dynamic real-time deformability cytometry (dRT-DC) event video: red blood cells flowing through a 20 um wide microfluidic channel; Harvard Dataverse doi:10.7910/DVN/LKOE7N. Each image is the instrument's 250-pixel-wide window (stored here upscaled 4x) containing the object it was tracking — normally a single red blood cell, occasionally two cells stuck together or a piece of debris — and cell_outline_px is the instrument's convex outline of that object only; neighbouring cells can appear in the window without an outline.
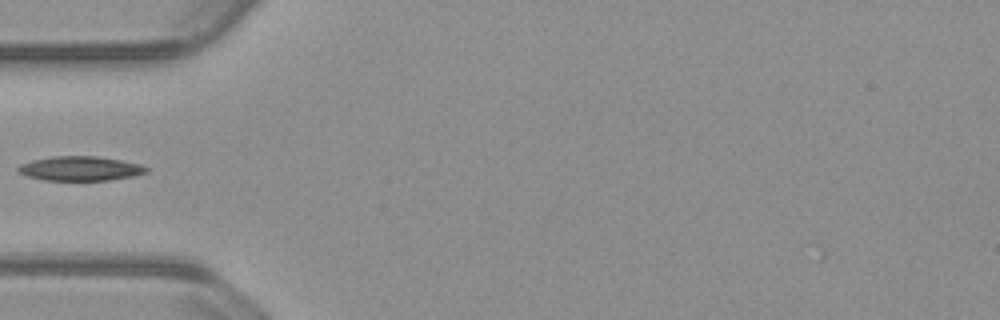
{"species": "common noctule bat (a hibernating species)", "species_latin": "Nyctalus noctula", "temperature_condition": "warm", "stored_images_in_passage": 14, "camera_frame_rate_fps": 3000, "um_per_image_px": 0.085, "animal": {"sex": "male", "body_mass_g": 23.1, "forearm_length_mm": 52.7}, "frame": {"image": 1, "passage_image": 3, "time_ms": 0.667, "image_size_px": [1000, 320], "cell_outline_px": [[148, 172], [132, 176], [108, 180], [44, 180], [28, 176], [20, 172], [16, 168], [20, 164], [32, 160], [52, 156], [96, 156], [120, 160], [140, 164], [148, 168]], "centroid_in_image_um": [6.81, 14.32], "position_along_channel_um": 78.2, "area_um2": 18.09}}
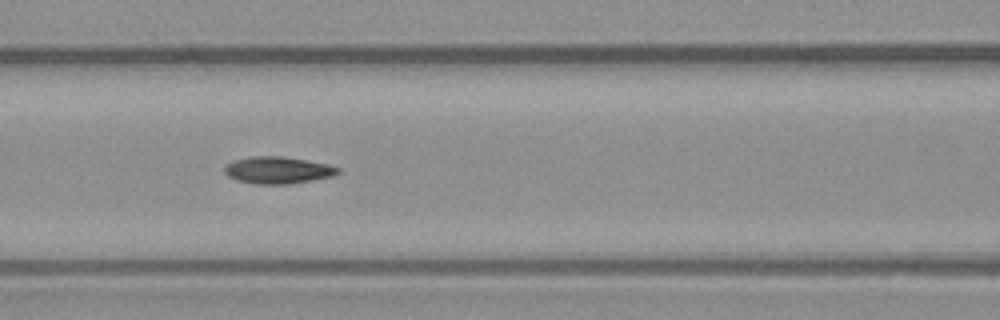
{"frame": {"image": 2, "passage_image": 8, "time_ms": 2.333, "image_size_px": [1000, 320], "cell_outline_px": [[340, 172], [332, 176], [312, 180], [288, 184], [256, 184], [236, 180], [228, 176], [224, 172], [224, 168], [228, 164], [236, 160], [252, 156], [284, 156], [308, 160], [328, 164], [340, 168]], "centroid_in_image_um": [23.63, 14.46], "position_along_channel_um": 143.0, "area_um2": 17.8}}